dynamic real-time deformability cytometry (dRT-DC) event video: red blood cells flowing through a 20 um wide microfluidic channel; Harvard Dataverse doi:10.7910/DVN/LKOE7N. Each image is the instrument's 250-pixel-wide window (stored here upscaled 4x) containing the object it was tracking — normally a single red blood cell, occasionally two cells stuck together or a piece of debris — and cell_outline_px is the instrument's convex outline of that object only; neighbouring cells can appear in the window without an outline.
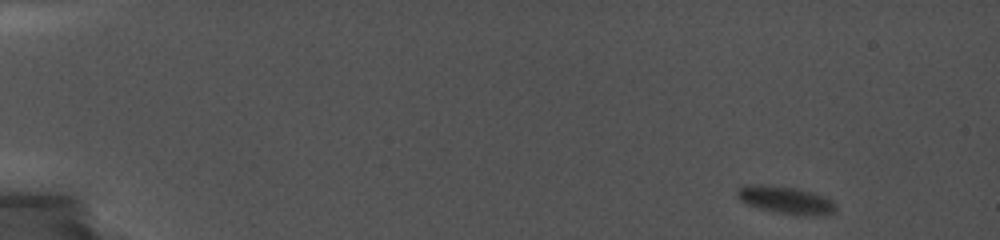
{"species": "common noctule bat (a hibernating species)", "species_latin": "Nyctalus noctula", "temperature_condition": "cold", "stored_images_in_passage": 12, "camera_frame_rate_fps": 5000, "um_per_image_px": 0.085, "animal": {"sex": "female", "body_mass_g": 19.0, "forearm_length_mm": 56.7}, "frame": {"image": 1, "passage_image": 1, "time_ms": 0.0, "image_size_px": [1000, 240], "cell_outline_px": [[832, 208], [828, 212], [788, 212], [764, 208], [752, 204], [744, 200], [740, 196], [740, 188], [752, 184], [796, 188], [812, 192], [828, 200], [832, 204]], "centroid_in_image_um": [66.7, 16.91], "position_along_channel_um": 18.3, "area_um2": 13.29}}
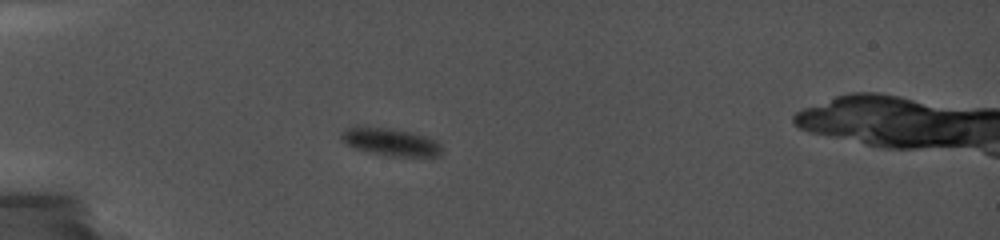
{"frame": {"image": 2, "passage_image": 6, "time_ms": 4.4, "image_size_px": [1000, 240], "cell_outline_px": [[440, 156], [392, 156], [372, 152], [356, 148], [348, 144], [340, 136], [340, 132], [344, 128], [356, 124], [360, 124], [388, 128], [408, 132], [424, 136], [440, 144]], "centroid_in_image_um": [33.09, 12.02], "position_along_channel_um": 51.9, "area_um2": 16.01}}
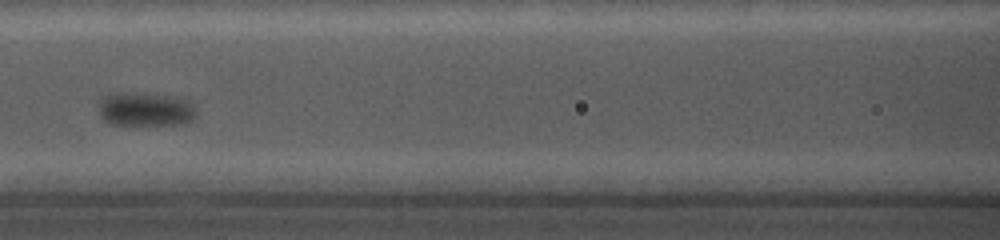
{"frame": {"image": 3, "passage_image": 11, "time_ms": 8.0, "image_size_px": [1000, 240], "cell_outline_px": [[196, 116], [188, 120], [172, 124], [112, 124], [104, 120], [100, 112], [100, 108], [104, 96], [108, 92], [156, 92], [184, 96], [192, 104]], "centroid_in_image_um": [12.38, 9.21], "position_along_channel_um": 154.2, "area_um2": 19.54}}